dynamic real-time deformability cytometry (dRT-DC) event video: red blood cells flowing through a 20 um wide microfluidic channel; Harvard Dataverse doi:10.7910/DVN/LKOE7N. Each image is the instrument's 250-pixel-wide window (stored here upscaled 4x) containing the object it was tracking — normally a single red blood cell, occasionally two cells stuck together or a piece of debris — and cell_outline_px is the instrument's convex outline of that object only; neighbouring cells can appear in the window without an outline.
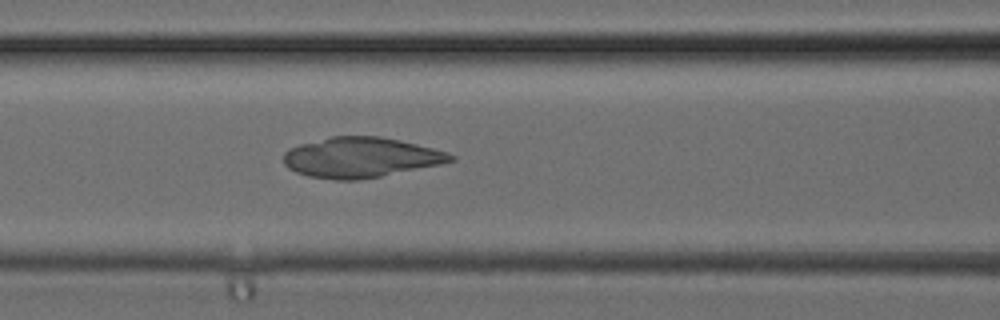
{"species": "common noctule bat (a hibernating species)", "species_latin": "Nyctalus noctula", "temperature_condition": "cold", "stored_images_in_passage": 32, "camera_frame_rate_fps": 3000, "um_per_image_px": 0.085, "animal": {"sex": "female", "body_mass_g": 24.6, "forearm_length_mm": 56.2}, "frame": {"image": 1, "passage_image": 13, "time_ms": 4.0, "image_size_px": [1000, 320], "cell_outline_px": [[456, 160], [444, 164], [360, 180], [336, 180], [308, 176], [296, 172], [288, 168], [284, 164], [284, 152], [288, 148], [300, 144], [328, 136], [380, 136], [400, 140], [448, 152], [456, 156]], "centroid_in_image_um": [30.68, 13.38], "position_along_channel_um": 135.9, "area_um2": 39.48}}
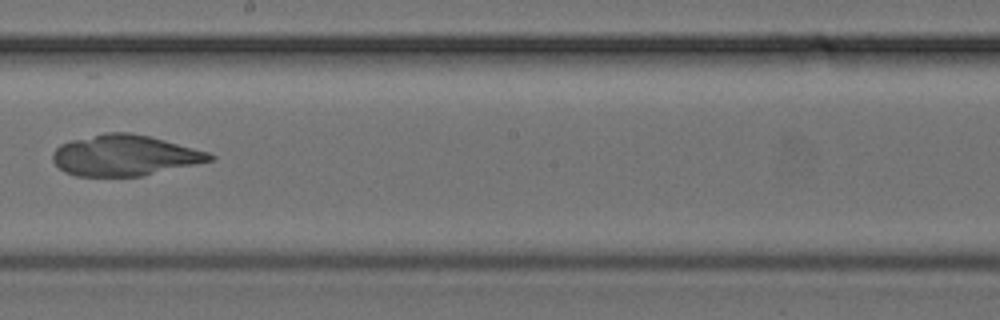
{"frame": {"image": 2, "passage_image": 18, "time_ms": 5.667, "image_size_px": [1000, 320], "cell_outline_px": [[216, 160], [140, 176], [76, 176], [64, 172], [52, 160], [52, 152], [60, 144], [72, 140], [104, 132], [128, 132], [148, 136], [164, 140], [208, 152], [216, 156]], "centroid_in_image_um": [10.58, 13.21], "position_along_channel_um": 237.6, "area_um2": 37.28}}
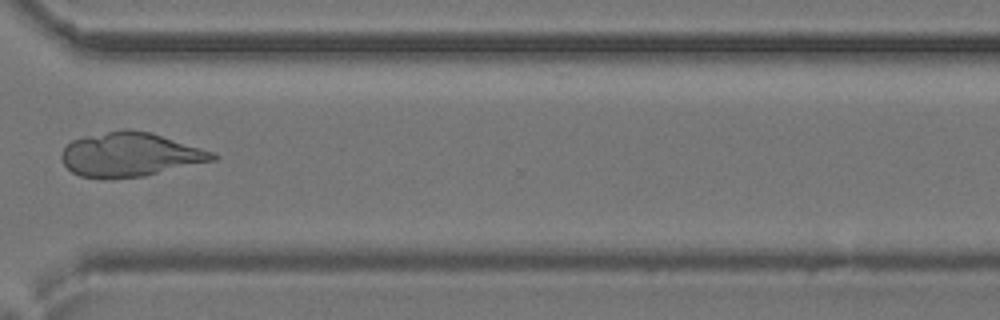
{"frame": {"image": 3, "passage_image": 24, "time_ms": 7.667, "image_size_px": [1000, 320], "cell_outline_px": [[220, 156], [216, 160], [144, 176], [104, 180], [80, 176], [72, 172], [64, 164], [60, 156], [64, 148], [72, 140], [84, 136], [124, 128], [128, 128], [152, 132], [212, 152]], "centroid_in_image_um": [11.04, 13.14], "position_along_channel_um": 359.6, "area_um2": 39.13}}